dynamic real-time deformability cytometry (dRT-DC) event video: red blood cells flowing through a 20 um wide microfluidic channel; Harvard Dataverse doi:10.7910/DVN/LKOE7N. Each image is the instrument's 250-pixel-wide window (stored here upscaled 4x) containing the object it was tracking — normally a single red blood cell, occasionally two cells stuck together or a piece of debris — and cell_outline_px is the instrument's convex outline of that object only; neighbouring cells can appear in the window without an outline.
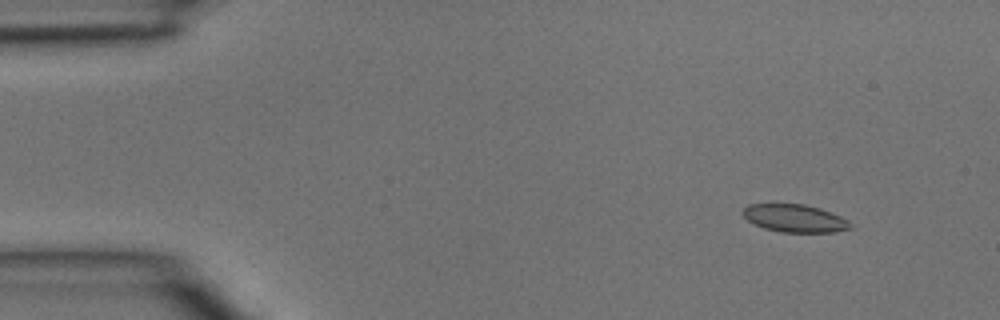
{"species": "common noctule bat (a hibernating species)", "species_latin": "Nyctalus noctula", "temperature_condition": "room temperature", "stored_images_in_passage": 3, "camera_frame_rate_fps": 3000, "um_per_image_px": 0.085, "animal": {"sex": "male", "body_mass_g": 15.6}, "frame": {"image": 1, "passage_image": 2, "time_ms": 0.333, "image_size_px": [1000, 320], "cell_outline_px": [[852, 228], [836, 232], [780, 232], [764, 228], [748, 220], [740, 212], [748, 204], [804, 204], [820, 208], [832, 212], [848, 220], [852, 224]], "centroid_in_image_um": [67.58, 18.55], "position_along_channel_um": 17.4, "area_um2": 17.46}}